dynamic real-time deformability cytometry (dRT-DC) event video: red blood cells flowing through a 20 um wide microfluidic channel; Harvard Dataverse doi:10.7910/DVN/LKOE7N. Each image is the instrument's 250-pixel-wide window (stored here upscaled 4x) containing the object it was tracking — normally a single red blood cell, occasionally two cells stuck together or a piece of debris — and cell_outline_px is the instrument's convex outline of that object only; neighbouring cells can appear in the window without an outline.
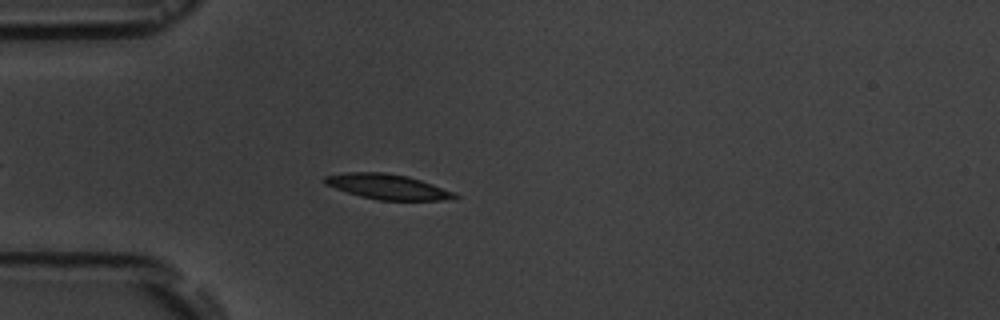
{"species": "common noctule bat (a hibernating species)", "species_latin": "Nyctalus noctula", "temperature_condition": "room temperature", "stored_images_in_passage": 6, "camera_frame_rate_fps": 3000, "um_per_image_px": 0.085, "animal": {"sex": "male", "body_mass_g": 19.5, "forearm_length_mm": 54.6}, "frame": {"image": 1, "passage_image": 5, "time_ms": 5.333, "image_size_px": [1000, 320], "cell_outline_px": [[460, 196], [452, 200], [376, 200], [360, 196], [324, 184], [324, 176], [344, 172], [384, 172], [408, 176], [432, 184], [452, 192]], "centroid_in_image_um": [32.93, 15.87], "position_along_channel_um": 52.1, "area_um2": 18.96}}